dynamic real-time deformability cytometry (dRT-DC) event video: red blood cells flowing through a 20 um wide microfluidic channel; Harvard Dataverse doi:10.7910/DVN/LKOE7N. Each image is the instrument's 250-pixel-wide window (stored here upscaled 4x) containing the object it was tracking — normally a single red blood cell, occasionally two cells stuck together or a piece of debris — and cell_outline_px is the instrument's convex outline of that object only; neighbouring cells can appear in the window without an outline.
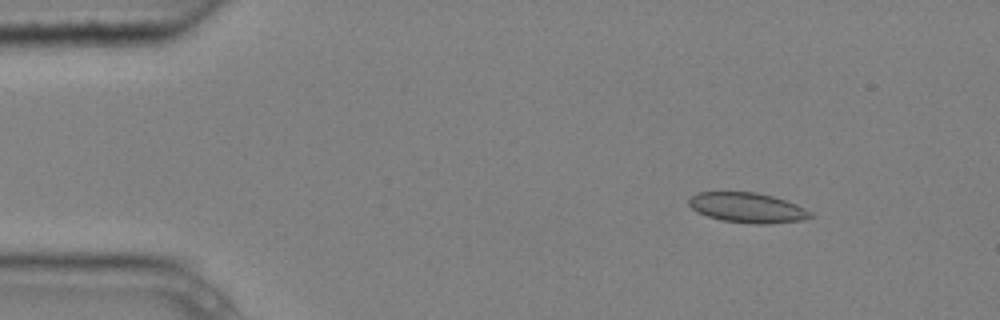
{"species": "common noctule bat (a hibernating species)", "species_latin": "Nyctalus noctula", "temperature_condition": "cold", "stored_images_in_passage": 6, "camera_frame_rate_fps": 3000, "um_per_image_px": 0.085, "animal": {"sex": "male", "body_mass_g": 20.4}, "frame": {"image": 1, "passage_image": 2, "time_ms": 0.333, "image_size_px": [1000, 320], "cell_outline_px": [[816, 216], [804, 220], [768, 224], [756, 224], [720, 220], [708, 216], [692, 208], [688, 204], [688, 200], [692, 196], [700, 192], [756, 192], [772, 196], [796, 204], [812, 212]], "centroid_in_image_um": [63.58, 17.66], "position_along_channel_um": 21.4, "area_um2": 21.21}}
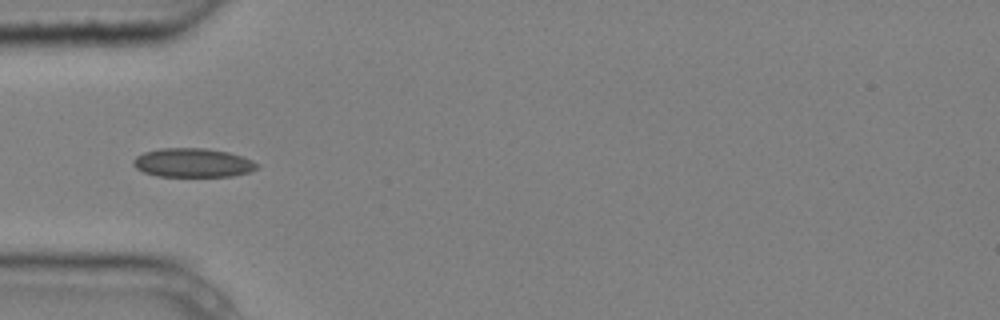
{"frame": {"image": 2, "passage_image": 5, "time_ms": 1.333, "image_size_px": [1000, 320], "cell_outline_px": [[260, 164], [256, 168], [248, 172], [232, 176], [156, 176], [144, 172], [136, 168], [132, 164], [132, 160], [136, 156], [144, 152], [160, 148], [208, 148], [228, 152], [252, 160]], "centroid_in_image_um": [16.36, 13.83], "position_along_channel_um": 68.6, "area_um2": 20.87}}
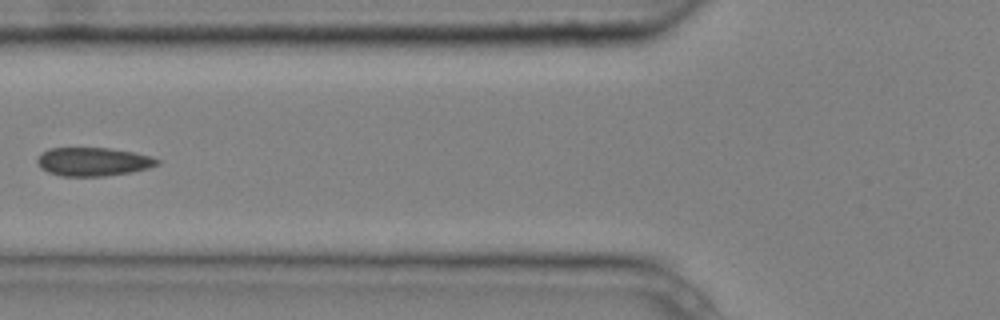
{"frame": {"image": 3, "passage_image": 6, "time_ms": 1.667, "image_size_px": [1000, 320], "cell_outline_px": [[160, 164], [148, 168], [128, 172], [104, 176], [60, 176], [48, 172], [40, 168], [36, 160], [40, 152], [48, 148], [108, 148], [132, 152], [152, 156], [160, 160]], "centroid_in_image_um": [7.88, 13.74], "position_along_channel_um": 117.9, "area_um2": 20.0}}